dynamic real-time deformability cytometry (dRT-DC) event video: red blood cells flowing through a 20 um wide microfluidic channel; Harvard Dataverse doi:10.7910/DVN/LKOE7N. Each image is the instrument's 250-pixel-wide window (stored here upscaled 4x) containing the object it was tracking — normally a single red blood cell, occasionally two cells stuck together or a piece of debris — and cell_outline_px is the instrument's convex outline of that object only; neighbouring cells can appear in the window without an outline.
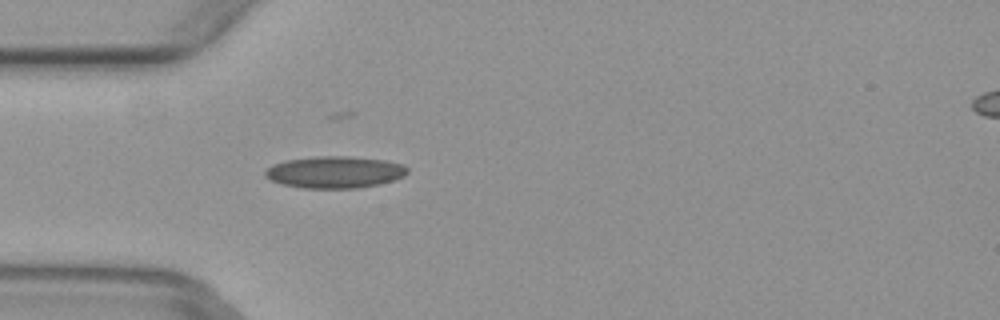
{"species": "common noctule bat (a hibernating species)", "species_latin": "Nyctalus noctula", "temperature_condition": "warm", "stored_images_in_passage": 4, "camera_frame_rate_fps": 3000, "um_per_image_px": 0.085, "animal": {"sex": "female", "body_mass_g": 29.2, "forearm_length_mm": 56.3}, "frame": {"image": 1, "passage_image": 4, "time_ms": 1.0, "image_size_px": [1000, 320], "cell_outline_px": [[408, 172], [404, 176], [380, 184], [360, 188], [304, 188], [284, 184], [272, 180], [264, 176], [264, 172], [272, 164], [284, 160], [316, 156], [352, 156], [384, 160], [404, 164], [408, 168]], "centroid_in_image_um": [28.47, 14.62], "position_along_channel_um": 56.5, "area_um2": 26.53}}